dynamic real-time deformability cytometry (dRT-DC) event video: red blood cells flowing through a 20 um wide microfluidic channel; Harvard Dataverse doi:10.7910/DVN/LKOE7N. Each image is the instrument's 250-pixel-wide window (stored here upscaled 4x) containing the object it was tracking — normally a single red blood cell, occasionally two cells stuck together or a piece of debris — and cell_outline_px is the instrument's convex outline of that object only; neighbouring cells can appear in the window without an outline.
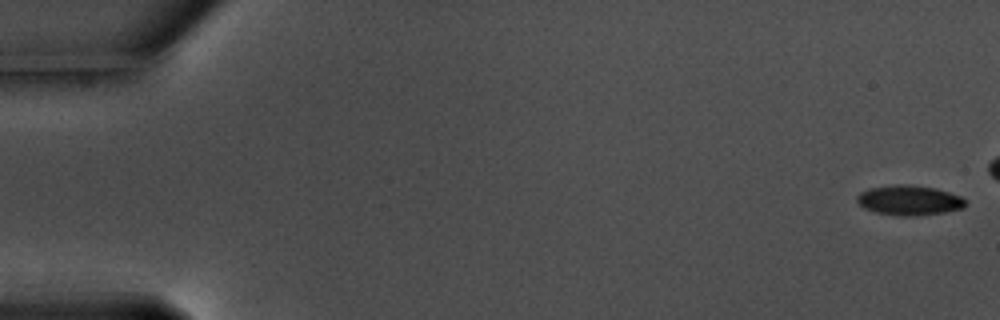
{"species": "common noctule bat (a hibernating species)", "species_latin": "Nyctalus noctula", "temperature_condition": "warm", "stored_images_in_passage": 52, "camera_frame_rate_fps": 3000, "um_per_image_px": 0.085, "animal": {"sex": "male", "body_mass_g": 17.5, "forearm_length_mm": 52.3}, "frame": {"image": 1, "passage_image": 1, "time_ms": 0.0, "image_size_px": [1000, 320], "cell_outline_px": [[964, 208], [944, 212], [908, 216], [904, 216], [876, 212], [864, 208], [856, 200], [856, 196], [860, 192], [868, 188], [896, 184], [908, 184], [936, 188], [960, 196], [964, 200]], "centroid_in_image_um": [77.24, 17.0], "position_along_channel_um": 7.8, "area_um2": 18.73}}
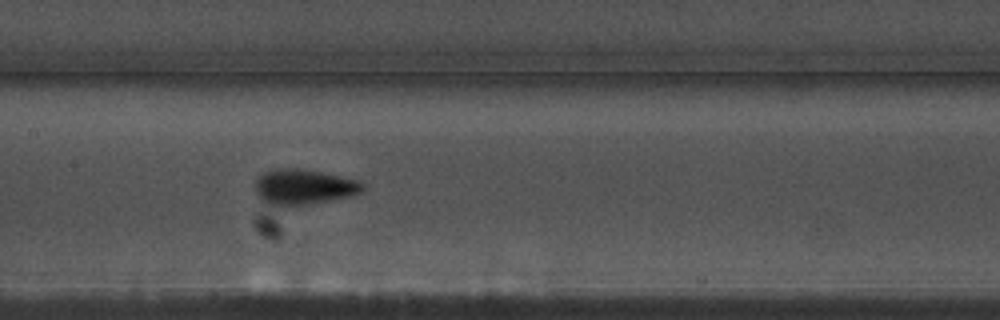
{"frame": {"image": 2, "passage_image": 29, "time_ms": 9.333, "image_size_px": [1000, 320], "cell_outline_px": [[364, 188], [360, 192], [348, 196], [288, 208], [280, 208], [268, 204], [260, 200], [256, 192], [256, 180], [264, 172], [276, 168], [300, 168], [360, 180], [364, 184]], "centroid_in_image_um": [25.76, 15.91], "position_along_channel_um": 181.6, "area_um2": 22.37}}
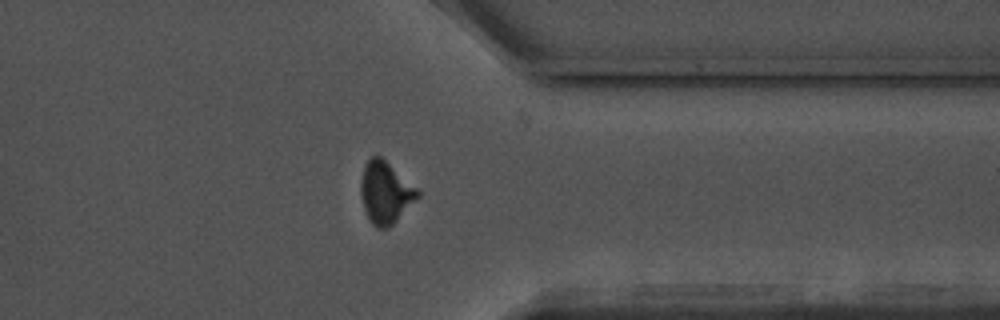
{"frame": {"image": 3, "passage_image": 46, "time_ms": 15.0, "image_size_px": [1000, 320], "cell_outline_px": [[420, 196], [388, 228], [376, 228], [372, 224], [364, 208], [360, 192], [360, 180], [364, 164], [372, 156], [380, 156], [416, 188], [420, 192]], "centroid_in_image_um": [32.73, 16.37], "position_along_channel_um": 378.7, "area_um2": 20.11}, "authors_computed_cell_mechanics": {"area_um2": 19.652, "velocity_mm_per_s": 3.5635, "shape_relaxation_time_tau1_ms": 3.4292, "shape_relaxation_time_tau2_ms": 1.6317, "deformation_change_tau1": 0.1211, "deformation_change_tau2": 0.0706}}